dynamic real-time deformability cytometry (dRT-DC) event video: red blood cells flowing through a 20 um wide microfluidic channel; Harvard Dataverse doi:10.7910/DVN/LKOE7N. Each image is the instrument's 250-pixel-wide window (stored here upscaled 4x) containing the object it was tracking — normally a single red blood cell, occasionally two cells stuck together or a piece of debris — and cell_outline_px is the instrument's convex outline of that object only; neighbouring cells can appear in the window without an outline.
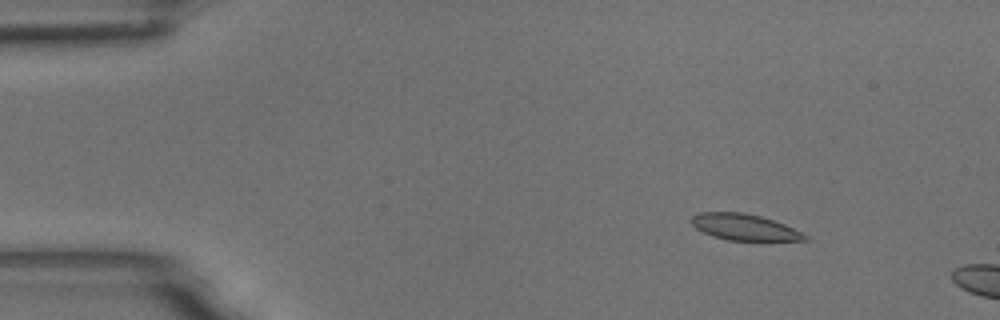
{"species": "common noctule bat (a hibernating species)", "species_latin": "Nyctalus noctula", "temperature_condition": "room temperature", "stored_images_in_passage": 7, "camera_frame_rate_fps": 3000, "um_per_image_px": 0.085, "animal": {"sex": "male", "body_mass_g": 18.8}, "frame": {"image": 1, "passage_image": 3, "time_ms": 0.667, "image_size_px": [1000, 320], "cell_outline_px": [[812, 240], [728, 240], [712, 236], [696, 228], [688, 220], [692, 216], [700, 212], [744, 212], [760, 216], [784, 224], [808, 236]], "centroid_in_image_um": [63.23, 19.3], "position_along_channel_um": 21.8, "area_um2": 17.22}}
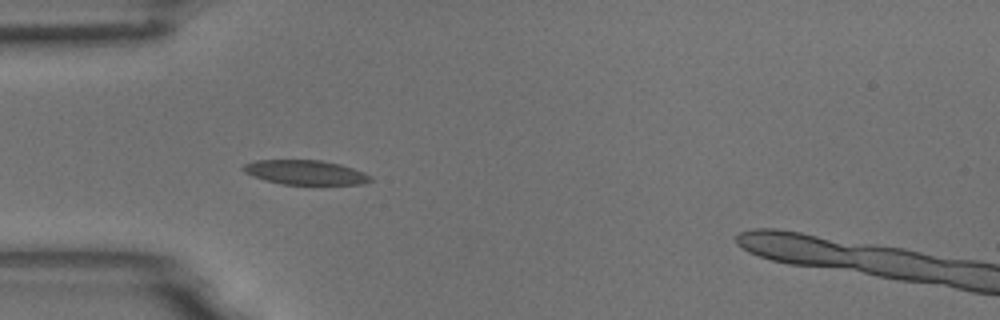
{"frame": {"image": 2, "passage_image": 6, "time_ms": 1.667, "image_size_px": [1000, 320], "cell_outline_px": [[372, 180], [364, 184], [284, 184], [264, 180], [252, 176], [244, 172], [240, 168], [244, 164], [256, 160], [320, 160], [340, 164], [364, 172], [372, 176]], "centroid_in_image_um": [25.94, 14.65], "position_along_channel_um": 59.1, "area_um2": 18.15}}